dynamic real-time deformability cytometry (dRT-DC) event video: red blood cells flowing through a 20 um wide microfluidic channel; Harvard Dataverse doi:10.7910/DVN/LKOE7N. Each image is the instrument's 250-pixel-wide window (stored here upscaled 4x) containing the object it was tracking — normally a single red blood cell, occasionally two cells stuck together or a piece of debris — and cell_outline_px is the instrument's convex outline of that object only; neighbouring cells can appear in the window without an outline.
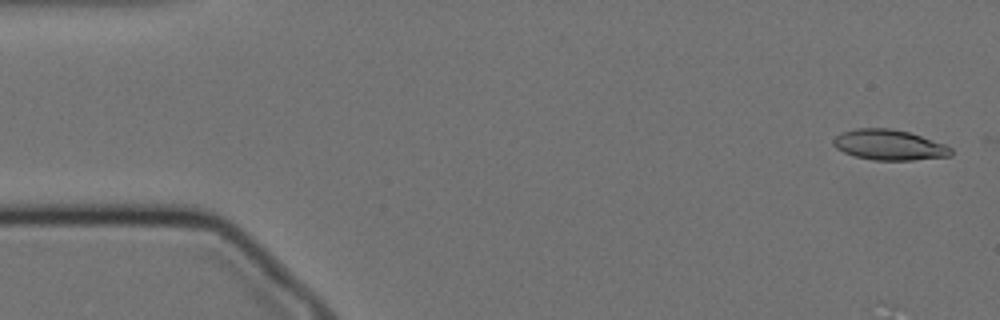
{"species": "Egyptian fruit bat (a non-hibernating species)", "species_latin": "Rousettus aegyptiacus", "temperature_condition": "cold", "stored_images_in_passage": 4, "camera_frame_rate_fps": 3000, "um_per_image_px": 0.085, "animal": {"sex": "female"}, "frame": {"image": 1, "passage_image": 2, "time_ms": 0.333, "image_size_px": [1000, 320], "cell_outline_px": [[952, 156], [912, 160], [872, 160], [856, 156], [844, 152], [836, 148], [832, 144], [832, 140], [840, 132], [856, 128], [892, 128], [908, 132], [944, 144], [952, 148]], "centroid_in_image_um": [75.55, 12.31], "position_along_channel_um": 9.4, "area_um2": 20.87}}